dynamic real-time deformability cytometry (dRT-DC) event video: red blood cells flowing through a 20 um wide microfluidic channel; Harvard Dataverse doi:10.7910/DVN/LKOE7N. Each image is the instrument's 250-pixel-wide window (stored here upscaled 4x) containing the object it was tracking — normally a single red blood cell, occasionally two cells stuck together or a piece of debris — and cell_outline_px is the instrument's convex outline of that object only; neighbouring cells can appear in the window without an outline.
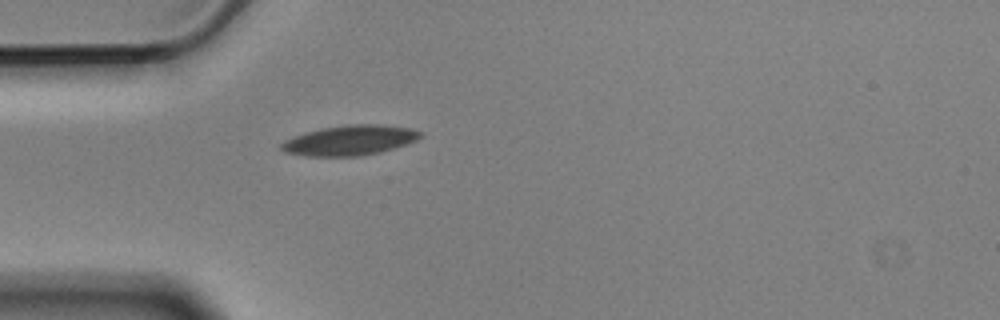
{"species": "Egyptian fruit bat (a non-hibernating species)", "species_latin": "Rousettus aegyptiacus", "temperature_condition": "cold", "stored_images_in_passage": 4, "camera_frame_rate_fps": 3000, "um_per_image_px": 0.085, "animal": {"sex": "male"}, "frame": {"image": 1, "passage_image": 4, "time_ms": 1.0, "image_size_px": [1000, 320], "cell_outline_px": [[424, 132], [416, 140], [380, 152], [360, 156], [304, 156], [284, 152], [280, 148], [280, 144], [284, 140], [304, 132], [324, 128], [348, 124], [380, 124], [408, 128]], "centroid_in_image_um": [29.68, 11.93], "position_along_channel_um": 55.3, "area_um2": 24.22}}